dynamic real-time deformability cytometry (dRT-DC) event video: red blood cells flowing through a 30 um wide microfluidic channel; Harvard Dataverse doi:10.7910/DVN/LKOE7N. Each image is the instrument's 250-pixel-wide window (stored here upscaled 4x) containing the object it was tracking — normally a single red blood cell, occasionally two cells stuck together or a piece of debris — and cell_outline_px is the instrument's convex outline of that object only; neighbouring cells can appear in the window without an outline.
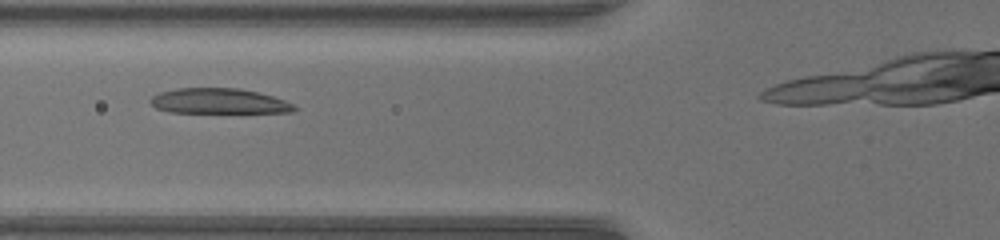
{"species": "common noctule bat (a hibernating species)", "species_latin": "Nyctalus noctula", "temperature_condition": "warm", "stored_images_in_passage": 16, "camera_frame_rate_fps": 3000, "um_per_image_px": 0.085, "animal": {"sex": "female", "body_mass_g": 17.0, "forearm_length_mm": 48.0}, "frame": {"image": 1, "passage_image": 7, "time_ms": 2.0, "image_size_px": [1000, 240], "cell_outline_px": [[300, 108], [292, 112], [168, 112], [156, 108], [148, 100], [152, 96], [160, 92], [176, 88], [240, 88], [272, 96], [284, 100]], "centroid_in_image_um": [18.58, 8.59], "position_along_channel_um": 107.2, "area_um2": 21.1}}
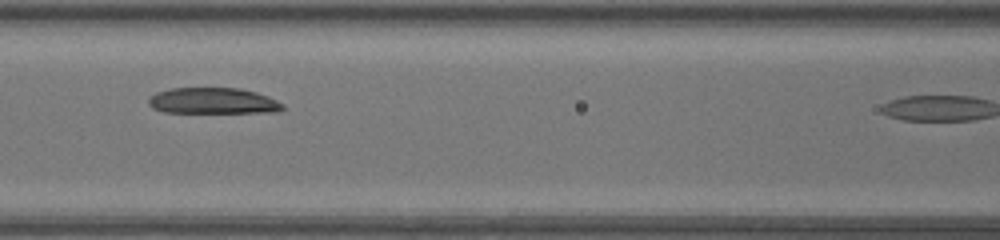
{"frame": {"image": 2, "passage_image": 10, "time_ms": 3.0, "image_size_px": [1000, 240], "cell_outline_px": [[284, 108], [276, 112], [164, 112], [152, 108], [148, 104], [148, 100], [156, 92], [172, 88], [240, 88], [256, 92], [268, 96], [284, 104]], "centroid_in_image_um": [18.11, 8.57], "position_along_channel_um": 148.5, "area_um2": 20.29}}
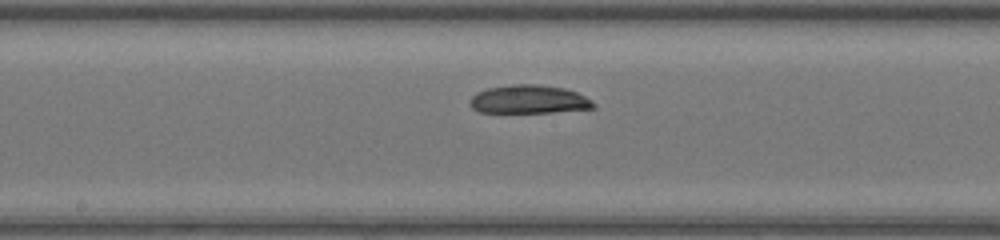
{"frame": {"image": 3, "passage_image": 14, "time_ms": 4.333, "image_size_px": [1000, 240], "cell_outline_px": [[596, 108], [552, 112], [480, 112], [472, 108], [468, 100], [476, 92], [488, 88], [512, 84], [536, 84], [564, 88], [576, 92], [592, 100], [596, 104]], "centroid_in_image_um": [44.95, 8.45], "position_along_channel_um": 203.2, "area_um2": 20.52}}